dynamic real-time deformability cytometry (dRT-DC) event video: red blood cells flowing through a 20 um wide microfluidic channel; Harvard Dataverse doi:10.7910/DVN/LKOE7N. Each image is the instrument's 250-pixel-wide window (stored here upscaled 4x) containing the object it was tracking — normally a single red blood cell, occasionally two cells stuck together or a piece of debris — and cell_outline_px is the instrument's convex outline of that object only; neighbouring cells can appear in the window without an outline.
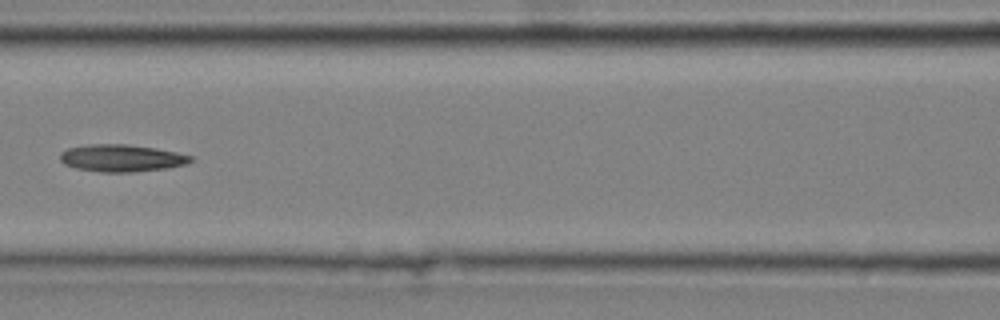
{"species": "common noctule bat (a hibernating species)", "species_latin": "Nyctalus noctula", "temperature_condition": "cold", "stored_images_in_passage": 9, "camera_frame_rate_fps": 3000, "um_per_image_px": 0.085, "animal": {"sex": "male", "body_mass_g": 20.4}, "frame": {"image": 1, "passage_image": 6, "time_ms": 1.667, "image_size_px": [1000, 320], "cell_outline_px": [[196, 160], [188, 164], [168, 168], [132, 172], [100, 172], [76, 168], [64, 164], [60, 160], [60, 152], [68, 148], [88, 144], [128, 144], [156, 148], [176, 152], [192, 156]], "centroid_in_image_um": [10.36, 13.44], "position_along_channel_um": 156.2, "area_um2": 20.92}}
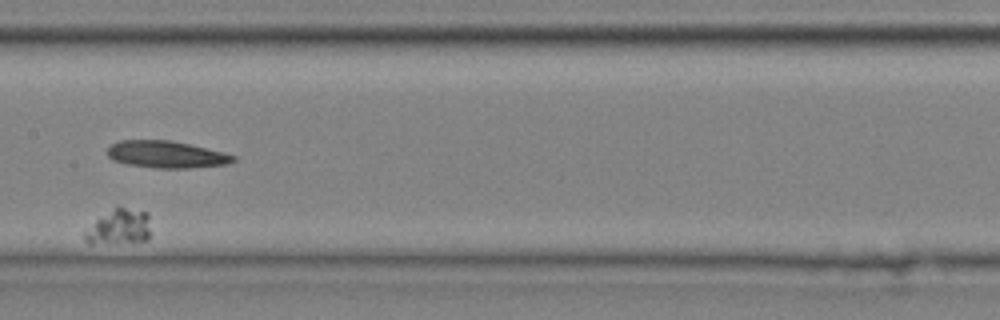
{"frame": {"image": 2, "passage_image": 7, "time_ms": 2.0, "image_size_px": [1000, 320], "cell_outline_px": [[148, 240], [132, 244], [88, 244], [84, 240], [84, 232], [96, 220], [116, 208], [124, 208], [148, 212]], "centroid_in_image_um": [10.11, 19.38], "position_along_channel_um": 197.3, "area_um2": 13.58}}
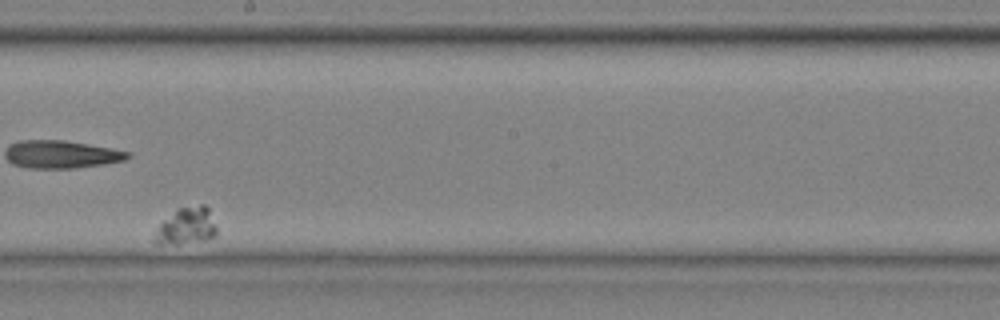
{"frame": {"image": 3, "passage_image": 8, "time_ms": 2.333, "image_size_px": [1000, 320], "cell_outline_px": [[216, 236], [204, 240], [176, 244], [156, 244], [152, 240], [160, 224], [176, 208], [200, 204], [204, 204], [208, 208], [216, 228]], "centroid_in_image_um": [15.83, 19.21], "position_along_channel_um": 232.4, "area_um2": 13.29}}